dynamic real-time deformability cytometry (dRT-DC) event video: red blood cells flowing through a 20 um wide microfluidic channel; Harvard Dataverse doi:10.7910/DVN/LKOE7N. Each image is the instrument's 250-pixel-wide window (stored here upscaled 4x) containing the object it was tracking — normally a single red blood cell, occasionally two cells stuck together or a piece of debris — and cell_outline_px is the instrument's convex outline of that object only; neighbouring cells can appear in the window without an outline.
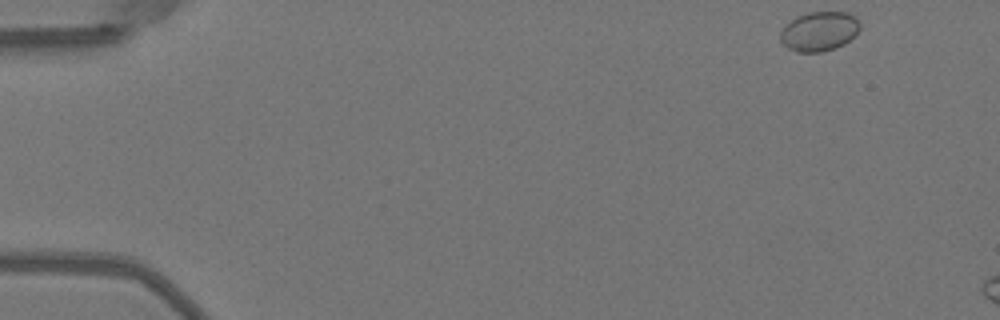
{"species": "Egyptian fruit bat (a non-hibernating species)", "species_latin": "Rousettus aegyptiacus", "temperature_condition": "warm", "stored_images_in_passage": 6, "camera_frame_rate_fps": 3000, "um_per_image_px": 0.085, "animal": {"sex": "female"}, "frame": {"image": 1, "passage_image": 1, "time_ms": 0.0, "image_size_px": [1000, 320], "cell_outline_px": [[860, 28], [844, 44], [836, 48], [820, 52], [796, 52], [788, 48], [780, 40], [780, 32], [796, 16], [808, 12], [848, 12], [856, 16], [860, 24]], "centroid_in_image_um": [69.64, 2.66], "position_along_channel_um": 15.4, "area_um2": 18.21}}